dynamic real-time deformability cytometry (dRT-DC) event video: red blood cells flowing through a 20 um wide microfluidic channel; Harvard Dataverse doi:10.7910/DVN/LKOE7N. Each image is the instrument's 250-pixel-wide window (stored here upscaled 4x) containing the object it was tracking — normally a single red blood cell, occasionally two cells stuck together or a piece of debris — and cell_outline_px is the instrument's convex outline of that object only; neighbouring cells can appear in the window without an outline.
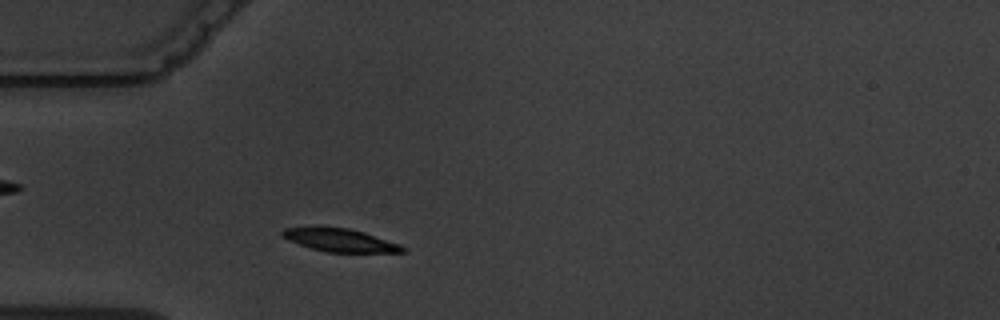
{"species": "common noctule bat (a hibernating species)", "species_latin": "Nyctalus noctula", "temperature_condition": "warm", "stored_images_in_passage": 1, "camera_frame_rate_fps": 3000, "um_per_image_px": 0.085, "animal": {"sex": "male", "body_mass_g": 19.5, "forearm_length_mm": 54.6}, "frame": {"image": 1, "passage_image": 1, "time_ms": 0.0, "image_size_px": [1000, 320], "cell_outline_px": [[408, 252], [328, 252], [312, 248], [300, 244], [284, 236], [280, 232], [284, 228], [320, 224], [348, 228], [364, 232], [400, 244]], "centroid_in_image_um": [28.88, 20.36], "position_along_channel_um": 56.1, "area_um2": 16.42}}